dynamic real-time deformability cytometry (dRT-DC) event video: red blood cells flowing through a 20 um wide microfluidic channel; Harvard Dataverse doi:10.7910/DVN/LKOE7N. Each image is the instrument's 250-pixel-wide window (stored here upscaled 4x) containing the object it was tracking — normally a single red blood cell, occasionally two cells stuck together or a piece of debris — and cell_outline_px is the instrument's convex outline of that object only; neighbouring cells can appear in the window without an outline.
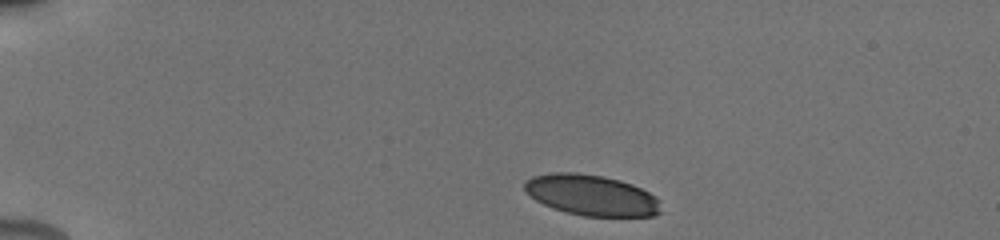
{"species": "human", "species_latin": "Homo sapiens", "temperature_condition": "cold", "stored_images_in_passage": 19, "camera_frame_rate_fps": 3000, "um_per_image_px": 0.085, "donor": {"sex": "male"}, "frame": {"image": 1, "passage_image": 1, "time_ms": 0.0, "image_size_px": [1000, 240], "cell_outline_px": [[660, 212], [652, 216], [584, 216], [568, 212], [544, 204], [536, 200], [524, 188], [524, 184], [532, 176], [552, 172], [576, 172], [604, 176], [620, 180], [632, 184], [656, 196], [660, 200]], "centroid_in_image_um": [50.31, 16.58], "position_along_channel_um": 34.7, "area_um2": 32.19}}
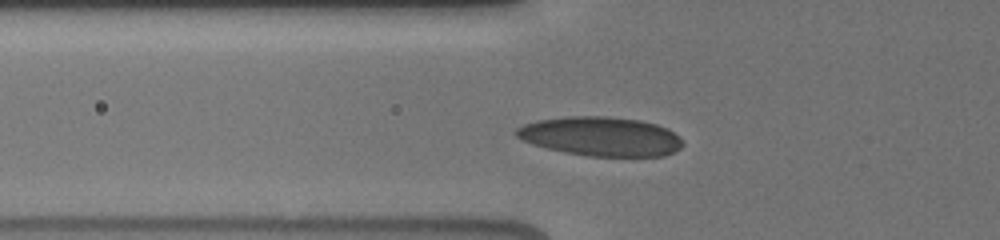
{"frame": {"image": 2, "passage_image": 8, "time_ms": 3.0, "image_size_px": [1000, 240], "cell_outline_px": [[684, 144], [680, 148], [664, 156], [588, 156], [564, 152], [532, 144], [520, 140], [512, 132], [516, 128], [524, 124], [536, 120], [568, 116], [604, 116], [640, 120], [656, 124], [668, 128], [680, 136]], "centroid_in_image_um": [51.05, 11.59], "position_along_channel_um": 74.8, "area_um2": 38.26}}
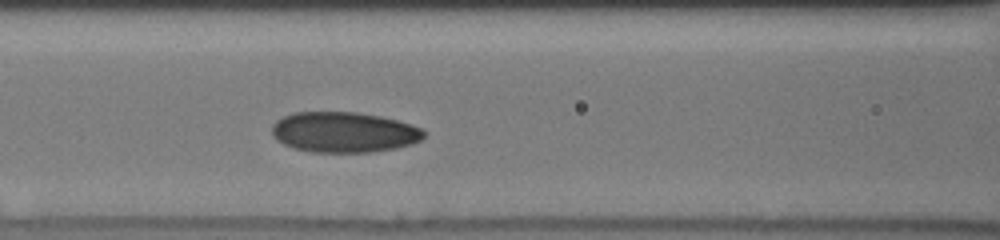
{"frame": {"image": 3, "passage_image": 12, "time_ms": 4.667, "image_size_px": [1000, 240], "cell_outline_px": [[424, 136], [420, 140], [412, 144], [396, 148], [368, 152], [312, 152], [292, 148], [276, 140], [272, 136], [272, 124], [276, 120], [284, 116], [296, 112], [356, 112], [380, 116], [412, 124], [420, 128], [424, 132]], "centroid_in_image_um": [29.2, 11.24], "position_along_channel_um": 137.4, "area_um2": 35.89}}